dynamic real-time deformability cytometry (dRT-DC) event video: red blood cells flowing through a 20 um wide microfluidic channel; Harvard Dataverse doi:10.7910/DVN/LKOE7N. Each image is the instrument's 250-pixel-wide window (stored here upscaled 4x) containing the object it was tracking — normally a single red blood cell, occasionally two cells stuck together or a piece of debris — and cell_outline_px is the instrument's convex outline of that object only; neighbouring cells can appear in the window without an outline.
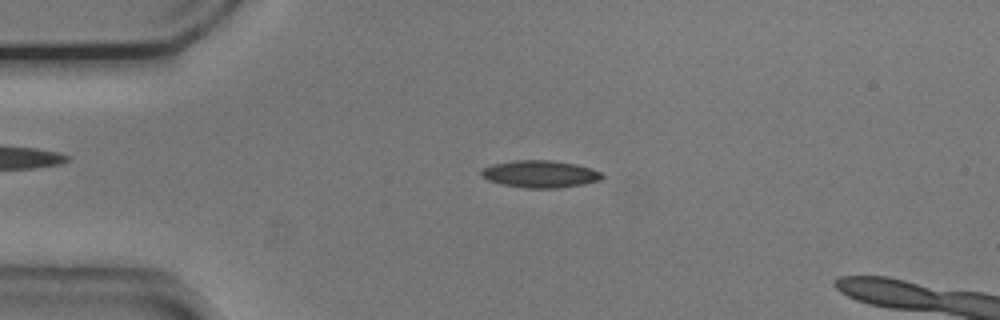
{"species": "common noctule bat (a hibernating species)", "species_latin": "Nyctalus noctula", "temperature_condition": "cold", "stored_images_in_passage": 52, "camera_frame_rate_fps": 3000, "um_per_image_px": 0.085, "animal": {"sex": "male", "body_mass_g": 20.5, "forearm_length_mm": 52.5}, "frame": {"image": 1, "passage_image": 12, "time_ms": 3.667, "image_size_px": [1000, 320], "cell_outline_px": [[604, 176], [600, 180], [584, 184], [556, 188], [524, 188], [504, 184], [488, 180], [480, 176], [480, 172], [484, 168], [492, 164], [516, 160], [552, 160], [576, 164], [592, 168], [600, 172]], "centroid_in_image_um": [45.92, 14.79], "position_along_channel_um": 39.1, "area_um2": 19.13}}
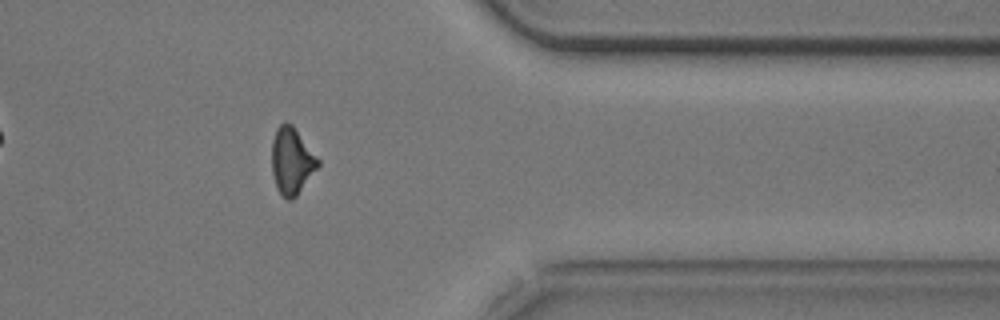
{"frame": {"image": 2, "passage_image": 43, "time_ms": 14.0, "image_size_px": [1000, 320], "cell_outline_px": [[320, 164], [296, 196], [292, 200], [284, 200], [276, 188], [272, 172], [272, 140], [276, 128], [284, 120], [292, 124], [320, 160]], "centroid_in_image_um": [24.78, 13.68], "position_along_channel_um": 386.6, "area_um2": 18.09}}
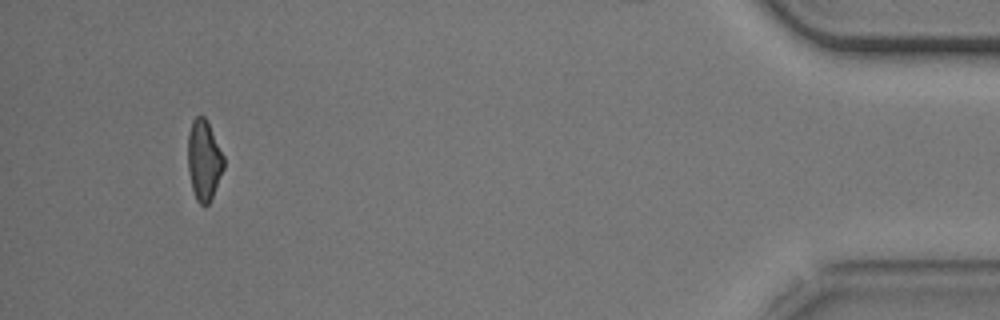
{"frame": {"image": 3, "passage_image": 50, "time_ms": 16.333, "image_size_px": [1000, 320], "cell_outline_px": [[224, 168], [212, 196], [208, 204], [204, 208], [196, 200], [192, 188], [188, 172], [188, 132], [192, 120], [196, 116], [204, 116], [224, 156]], "centroid_in_image_um": [17.32, 13.64], "position_along_channel_um": 417.9, "area_um2": 16.7}, "authors_computed_cell_mechanics": {"area_um2": 18.2648, "velocity_mm_per_s": 3.7644, "shape_relaxation_time_tau1_ms": 5.3426, "shape_relaxation_time_tau2_ms": 5.7808, "deformation_change_tau1": 0.1516, "deformation_change_tau2": 0.1512}}